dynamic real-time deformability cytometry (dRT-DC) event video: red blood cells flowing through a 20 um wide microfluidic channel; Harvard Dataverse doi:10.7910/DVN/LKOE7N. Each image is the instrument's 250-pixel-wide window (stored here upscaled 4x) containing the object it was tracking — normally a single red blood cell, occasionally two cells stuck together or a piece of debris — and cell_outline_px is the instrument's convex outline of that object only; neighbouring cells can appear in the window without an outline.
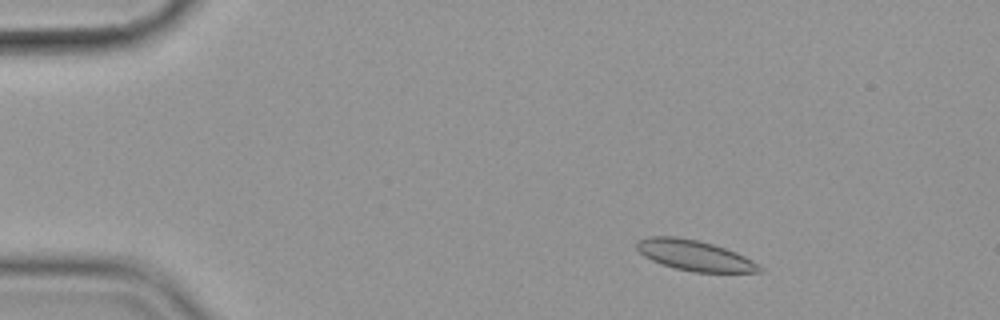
{"species": "common noctule bat (a hibernating species)", "species_latin": "Nyctalus noctula", "temperature_condition": "cold", "stored_images_in_passage": 55, "camera_frame_rate_fps": 3000, "um_per_image_px": 0.085, "animal": {"sex": "female", "body_mass_g": 19.9}, "frame": {"image": 1, "passage_image": 7, "time_ms": 2.0, "image_size_px": [1000, 320], "cell_outline_px": [[764, 268], [760, 272], [692, 272], [660, 264], [644, 256], [636, 248], [636, 240], [648, 236], [676, 236], [696, 240], [712, 244], [736, 252], [752, 260]], "centroid_in_image_um": [59.01, 21.71], "position_along_channel_um": 26.0, "area_um2": 21.79}}
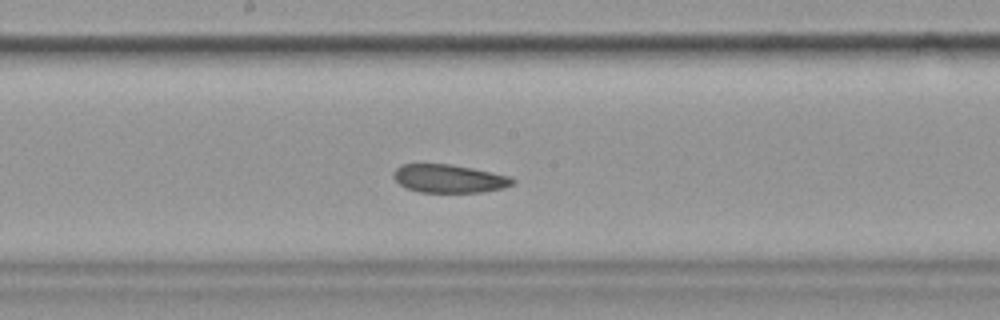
{"frame": {"image": 2, "passage_image": 29, "time_ms": 9.333, "image_size_px": [1000, 320], "cell_outline_px": [[516, 180], [512, 184], [504, 188], [484, 192], [420, 192], [408, 188], [400, 184], [392, 176], [392, 172], [400, 164], [448, 164], [472, 168], [512, 176]], "centroid_in_image_um": [38.19, 15.18], "position_along_channel_um": 210.0, "area_um2": 19.65}}
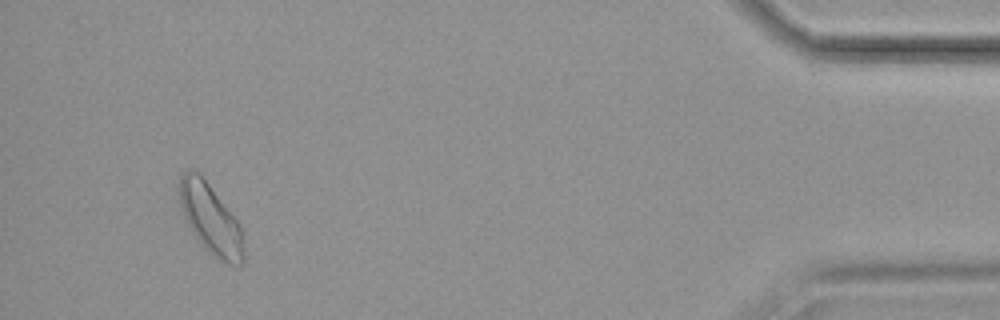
{"frame": {"image": 3, "passage_image": 52, "time_ms": 17.0, "image_size_px": [1000, 320], "cell_outline_px": [[244, 264], [224, 264], [212, 256], [200, 244], [192, 232], [184, 216], [176, 192], [180, 176], [184, 172], [200, 172], [240, 224], [244, 240]], "centroid_in_image_um": [17.89, 18.64], "position_along_channel_um": 417.3, "area_um2": 26.7}}